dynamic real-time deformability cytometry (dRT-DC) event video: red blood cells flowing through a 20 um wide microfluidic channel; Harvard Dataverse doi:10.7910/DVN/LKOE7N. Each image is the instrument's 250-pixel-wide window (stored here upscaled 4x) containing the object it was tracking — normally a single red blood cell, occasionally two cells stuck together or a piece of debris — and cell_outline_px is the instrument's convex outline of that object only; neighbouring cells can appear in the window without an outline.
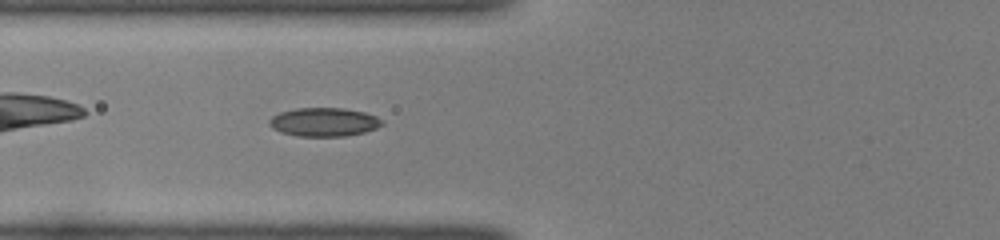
{"species": "common noctule bat (a hibernating species)", "species_latin": "Nyctalus noctula", "temperature_condition": "room temperature", "stored_images_in_passage": 46, "camera_frame_rate_fps": 3000, "um_per_image_px": 0.085, "animal": {"sex": "female", "body_mass_g": 22.0, "forearm_length_mm": 56.7}, "frame": {"image": 1, "passage_image": 15, "time_ms": 4.667, "image_size_px": [1000, 240], "cell_outline_px": [[384, 124], [376, 128], [364, 132], [344, 136], [296, 136], [280, 132], [272, 128], [268, 124], [268, 120], [272, 116], [280, 112], [296, 108], [344, 108], [364, 112], [376, 116], [384, 120]], "centroid_in_image_um": [27.53, 10.37], "position_along_channel_um": 98.3, "area_um2": 18.96}}
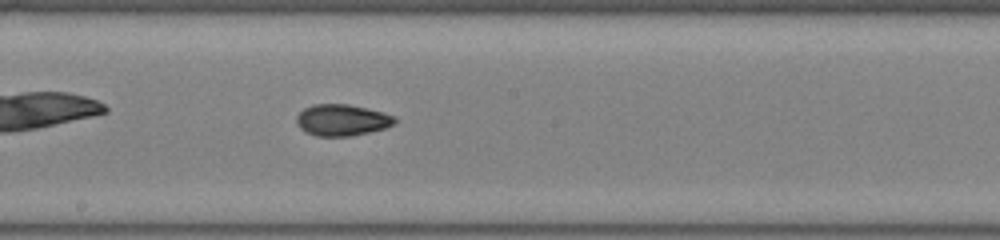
{"frame": {"image": 2, "passage_image": 24, "time_ms": 7.667, "image_size_px": [1000, 240], "cell_outline_px": [[396, 124], [384, 128], [352, 136], [316, 136], [304, 132], [296, 124], [296, 116], [304, 108], [312, 104], [348, 104], [384, 112], [396, 116]], "centroid_in_image_um": [29.06, 10.2], "position_along_channel_um": 219.1, "area_um2": 18.21}}
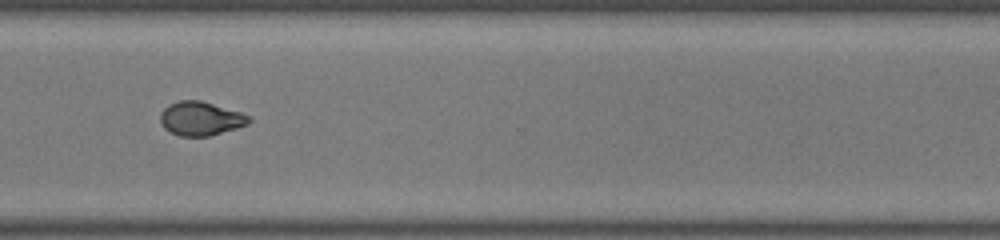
{"frame": {"image": 3, "passage_image": 34, "time_ms": 11.0, "image_size_px": [1000, 240], "cell_outline_px": [[252, 120], [248, 124], [236, 128], [208, 136], [180, 136], [164, 128], [160, 124], [160, 112], [168, 104], [180, 100], [200, 100], [240, 112], [252, 116]], "centroid_in_image_um": [17.05, 10.07], "position_along_channel_um": 353.6, "area_um2": 17.51}}